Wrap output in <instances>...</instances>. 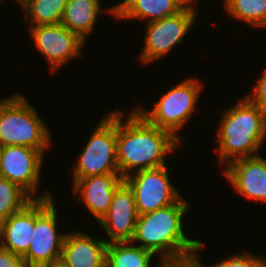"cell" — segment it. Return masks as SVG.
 <instances>
[{
	"instance_id": "cell-1",
	"label": "cell",
	"mask_w": 266,
	"mask_h": 267,
	"mask_svg": "<svg viewBox=\"0 0 266 267\" xmlns=\"http://www.w3.org/2000/svg\"><path fill=\"white\" fill-rule=\"evenodd\" d=\"M191 202L183 196L170 206L138 215L132 243L149 250L159 259L155 267L183 266L195 263L204 248L200 240L188 238L183 226ZM198 253V254H197Z\"/></svg>"
},
{
	"instance_id": "cell-2",
	"label": "cell",
	"mask_w": 266,
	"mask_h": 267,
	"mask_svg": "<svg viewBox=\"0 0 266 267\" xmlns=\"http://www.w3.org/2000/svg\"><path fill=\"white\" fill-rule=\"evenodd\" d=\"M128 114L117 108V165L123 179L139 170L167 165L166 156L182 145L170 132L150 124L136 109Z\"/></svg>"
},
{
	"instance_id": "cell-3",
	"label": "cell",
	"mask_w": 266,
	"mask_h": 267,
	"mask_svg": "<svg viewBox=\"0 0 266 267\" xmlns=\"http://www.w3.org/2000/svg\"><path fill=\"white\" fill-rule=\"evenodd\" d=\"M222 111L217 126V156L220 165L259 155L266 140V112L246 96Z\"/></svg>"
},
{
	"instance_id": "cell-4",
	"label": "cell",
	"mask_w": 266,
	"mask_h": 267,
	"mask_svg": "<svg viewBox=\"0 0 266 267\" xmlns=\"http://www.w3.org/2000/svg\"><path fill=\"white\" fill-rule=\"evenodd\" d=\"M21 93L0 100V145L26 146L43 154L53 143L44 119ZM51 145V146H50Z\"/></svg>"
},
{
	"instance_id": "cell-5",
	"label": "cell",
	"mask_w": 266,
	"mask_h": 267,
	"mask_svg": "<svg viewBox=\"0 0 266 267\" xmlns=\"http://www.w3.org/2000/svg\"><path fill=\"white\" fill-rule=\"evenodd\" d=\"M199 81L200 79L195 77L183 79L179 84L168 89L154 103L152 109L136 107V111L150 124L170 132L182 143V137H179L178 133L184 127L186 128V124L196 112L198 98L204 89Z\"/></svg>"
},
{
	"instance_id": "cell-6",
	"label": "cell",
	"mask_w": 266,
	"mask_h": 267,
	"mask_svg": "<svg viewBox=\"0 0 266 267\" xmlns=\"http://www.w3.org/2000/svg\"><path fill=\"white\" fill-rule=\"evenodd\" d=\"M113 111V112H112ZM101 117L73 166L72 180L120 174L117 165V108Z\"/></svg>"
},
{
	"instance_id": "cell-7",
	"label": "cell",
	"mask_w": 266,
	"mask_h": 267,
	"mask_svg": "<svg viewBox=\"0 0 266 267\" xmlns=\"http://www.w3.org/2000/svg\"><path fill=\"white\" fill-rule=\"evenodd\" d=\"M55 198L34 199V229L32 241L23 256L27 267H41L59 260L67 233L58 231Z\"/></svg>"
},
{
	"instance_id": "cell-8",
	"label": "cell",
	"mask_w": 266,
	"mask_h": 267,
	"mask_svg": "<svg viewBox=\"0 0 266 267\" xmlns=\"http://www.w3.org/2000/svg\"><path fill=\"white\" fill-rule=\"evenodd\" d=\"M197 0H192L181 12L146 23L144 43L138 58L142 64H150L157 59L169 54L170 51L181 45L185 35L189 34L197 18V10L194 5Z\"/></svg>"
},
{
	"instance_id": "cell-9",
	"label": "cell",
	"mask_w": 266,
	"mask_h": 267,
	"mask_svg": "<svg viewBox=\"0 0 266 267\" xmlns=\"http://www.w3.org/2000/svg\"><path fill=\"white\" fill-rule=\"evenodd\" d=\"M168 166L139 170L124 178L132 189L138 215L154 212L177 202L183 195L171 183Z\"/></svg>"
},
{
	"instance_id": "cell-10",
	"label": "cell",
	"mask_w": 266,
	"mask_h": 267,
	"mask_svg": "<svg viewBox=\"0 0 266 267\" xmlns=\"http://www.w3.org/2000/svg\"><path fill=\"white\" fill-rule=\"evenodd\" d=\"M43 160L44 154L38 149L19 145L3 146L0 154V177L18 184L33 199L52 197L49 189L37 194Z\"/></svg>"
},
{
	"instance_id": "cell-11",
	"label": "cell",
	"mask_w": 266,
	"mask_h": 267,
	"mask_svg": "<svg viewBox=\"0 0 266 267\" xmlns=\"http://www.w3.org/2000/svg\"><path fill=\"white\" fill-rule=\"evenodd\" d=\"M29 29L30 39L47 61L50 73L58 72L70 60L72 62L82 56L85 41L61 23L29 26Z\"/></svg>"
},
{
	"instance_id": "cell-12",
	"label": "cell",
	"mask_w": 266,
	"mask_h": 267,
	"mask_svg": "<svg viewBox=\"0 0 266 267\" xmlns=\"http://www.w3.org/2000/svg\"><path fill=\"white\" fill-rule=\"evenodd\" d=\"M138 213L132 189L123 181L116 189L109 210L98 222L108 236V244L131 241L137 224Z\"/></svg>"
},
{
	"instance_id": "cell-13",
	"label": "cell",
	"mask_w": 266,
	"mask_h": 267,
	"mask_svg": "<svg viewBox=\"0 0 266 267\" xmlns=\"http://www.w3.org/2000/svg\"><path fill=\"white\" fill-rule=\"evenodd\" d=\"M221 174L246 200L266 201V158L261 155L236 159Z\"/></svg>"
},
{
	"instance_id": "cell-14",
	"label": "cell",
	"mask_w": 266,
	"mask_h": 267,
	"mask_svg": "<svg viewBox=\"0 0 266 267\" xmlns=\"http://www.w3.org/2000/svg\"><path fill=\"white\" fill-rule=\"evenodd\" d=\"M124 181L120 174H103L73 180V194L79 195L97 223L110 208L115 189Z\"/></svg>"
},
{
	"instance_id": "cell-15",
	"label": "cell",
	"mask_w": 266,
	"mask_h": 267,
	"mask_svg": "<svg viewBox=\"0 0 266 267\" xmlns=\"http://www.w3.org/2000/svg\"><path fill=\"white\" fill-rule=\"evenodd\" d=\"M85 232L66 234L60 259L69 267H106L108 243Z\"/></svg>"
},
{
	"instance_id": "cell-16",
	"label": "cell",
	"mask_w": 266,
	"mask_h": 267,
	"mask_svg": "<svg viewBox=\"0 0 266 267\" xmlns=\"http://www.w3.org/2000/svg\"><path fill=\"white\" fill-rule=\"evenodd\" d=\"M192 0H122L108 7L107 13L118 20L152 22L181 12Z\"/></svg>"
},
{
	"instance_id": "cell-17",
	"label": "cell",
	"mask_w": 266,
	"mask_h": 267,
	"mask_svg": "<svg viewBox=\"0 0 266 267\" xmlns=\"http://www.w3.org/2000/svg\"><path fill=\"white\" fill-rule=\"evenodd\" d=\"M34 229V199L22 210L4 219L0 226V247L24 256L32 241Z\"/></svg>"
},
{
	"instance_id": "cell-18",
	"label": "cell",
	"mask_w": 266,
	"mask_h": 267,
	"mask_svg": "<svg viewBox=\"0 0 266 267\" xmlns=\"http://www.w3.org/2000/svg\"><path fill=\"white\" fill-rule=\"evenodd\" d=\"M101 0H67L61 24L87 41L95 29L103 8Z\"/></svg>"
},
{
	"instance_id": "cell-19",
	"label": "cell",
	"mask_w": 266,
	"mask_h": 267,
	"mask_svg": "<svg viewBox=\"0 0 266 267\" xmlns=\"http://www.w3.org/2000/svg\"><path fill=\"white\" fill-rule=\"evenodd\" d=\"M154 255L131 241L113 242L107 247L106 267H152Z\"/></svg>"
},
{
	"instance_id": "cell-20",
	"label": "cell",
	"mask_w": 266,
	"mask_h": 267,
	"mask_svg": "<svg viewBox=\"0 0 266 267\" xmlns=\"http://www.w3.org/2000/svg\"><path fill=\"white\" fill-rule=\"evenodd\" d=\"M29 26L60 24L67 0H22L18 3Z\"/></svg>"
},
{
	"instance_id": "cell-21",
	"label": "cell",
	"mask_w": 266,
	"mask_h": 267,
	"mask_svg": "<svg viewBox=\"0 0 266 267\" xmlns=\"http://www.w3.org/2000/svg\"><path fill=\"white\" fill-rule=\"evenodd\" d=\"M229 17L247 22L248 28L266 27V0H223Z\"/></svg>"
},
{
	"instance_id": "cell-22",
	"label": "cell",
	"mask_w": 266,
	"mask_h": 267,
	"mask_svg": "<svg viewBox=\"0 0 266 267\" xmlns=\"http://www.w3.org/2000/svg\"><path fill=\"white\" fill-rule=\"evenodd\" d=\"M33 198L18 184L0 177V220L22 210Z\"/></svg>"
},
{
	"instance_id": "cell-23",
	"label": "cell",
	"mask_w": 266,
	"mask_h": 267,
	"mask_svg": "<svg viewBox=\"0 0 266 267\" xmlns=\"http://www.w3.org/2000/svg\"><path fill=\"white\" fill-rule=\"evenodd\" d=\"M195 263L198 267H266V257L255 256L248 252L230 255L229 257L218 261L214 265L205 266L201 263L199 255H197Z\"/></svg>"
},
{
	"instance_id": "cell-24",
	"label": "cell",
	"mask_w": 266,
	"mask_h": 267,
	"mask_svg": "<svg viewBox=\"0 0 266 267\" xmlns=\"http://www.w3.org/2000/svg\"><path fill=\"white\" fill-rule=\"evenodd\" d=\"M253 86L252 92L246 94V97L266 112V71L261 74Z\"/></svg>"
},
{
	"instance_id": "cell-25",
	"label": "cell",
	"mask_w": 266,
	"mask_h": 267,
	"mask_svg": "<svg viewBox=\"0 0 266 267\" xmlns=\"http://www.w3.org/2000/svg\"><path fill=\"white\" fill-rule=\"evenodd\" d=\"M0 267H27L23 256L0 247Z\"/></svg>"
},
{
	"instance_id": "cell-26",
	"label": "cell",
	"mask_w": 266,
	"mask_h": 267,
	"mask_svg": "<svg viewBox=\"0 0 266 267\" xmlns=\"http://www.w3.org/2000/svg\"><path fill=\"white\" fill-rule=\"evenodd\" d=\"M41 267H69V266L66 263H64L61 259H59V260L44 264Z\"/></svg>"
},
{
	"instance_id": "cell-27",
	"label": "cell",
	"mask_w": 266,
	"mask_h": 267,
	"mask_svg": "<svg viewBox=\"0 0 266 267\" xmlns=\"http://www.w3.org/2000/svg\"><path fill=\"white\" fill-rule=\"evenodd\" d=\"M167 267H198L196 263L188 264V265H183V266H167Z\"/></svg>"
},
{
	"instance_id": "cell-28",
	"label": "cell",
	"mask_w": 266,
	"mask_h": 267,
	"mask_svg": "<svg viewBox=\"0 0 266 267\" xmlns=\"http://www.w3.org/2000/svg\"><path fill=\"white\" fill-rule=\"evenodd\" d=\"M11 1V0H10ZM12 1H14V2H16V3H19V2H21L22 0H12Z\"/></svg>"
}]
</instances>
